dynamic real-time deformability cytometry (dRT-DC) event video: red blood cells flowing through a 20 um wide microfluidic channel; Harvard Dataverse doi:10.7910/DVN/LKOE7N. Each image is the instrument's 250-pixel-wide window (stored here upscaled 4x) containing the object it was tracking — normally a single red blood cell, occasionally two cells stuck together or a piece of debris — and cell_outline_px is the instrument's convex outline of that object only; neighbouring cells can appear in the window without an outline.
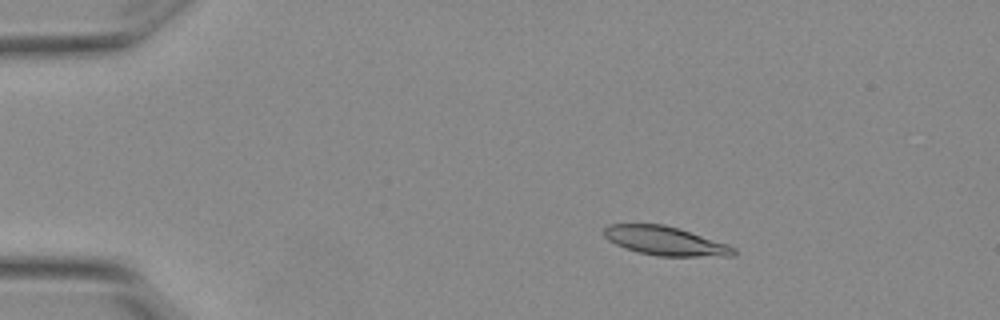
{"species": "Egyptian fruit bat (a non-hibernating species)", "species_latin": "Rousettus aegyptiacus", "temperature_condition": "warm", "stored_images_in_passage": 5, "camera_frame_rate_fps": 3000, "um_per_image_px": 0.085, "animal": {"sex": "female"}, "frame": {"image": 1, "passage_image": 3, "time_ms": 0.667, "image_size_px": [1000, 320], "cell_outline_px": [[736, 256], [656, 256], [624, 248], [608, 240], [604, 236], [604, 228], [608, 224], [664, 224], [680, 228], [728, 244], [736, 248]], "centroid_in_image_um": [56.57, 20.47], "position_along_channel_um": 28.4, "area_um2": 21.96}}
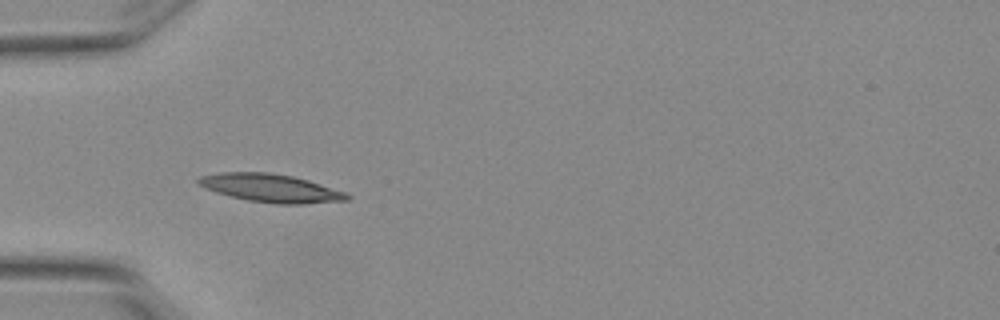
{"frame": {"image": 2, "passage_image": 5, "time_ms": 1.333, "image_size_px": [1000, 320], "cell_outline_px": [[352, 196], [348, 200], [304, 204], [276, 204], [248, 200], [216, 192], [196, 184], [196, 180], [200, 176], [220, 172], [268, 172], [292, 176], [308, 180], [344, 192]], "centroid_in_image_um": [22.99, 15.98], "position_along_channel_um": 62.0, "area_um2": 24.28}}